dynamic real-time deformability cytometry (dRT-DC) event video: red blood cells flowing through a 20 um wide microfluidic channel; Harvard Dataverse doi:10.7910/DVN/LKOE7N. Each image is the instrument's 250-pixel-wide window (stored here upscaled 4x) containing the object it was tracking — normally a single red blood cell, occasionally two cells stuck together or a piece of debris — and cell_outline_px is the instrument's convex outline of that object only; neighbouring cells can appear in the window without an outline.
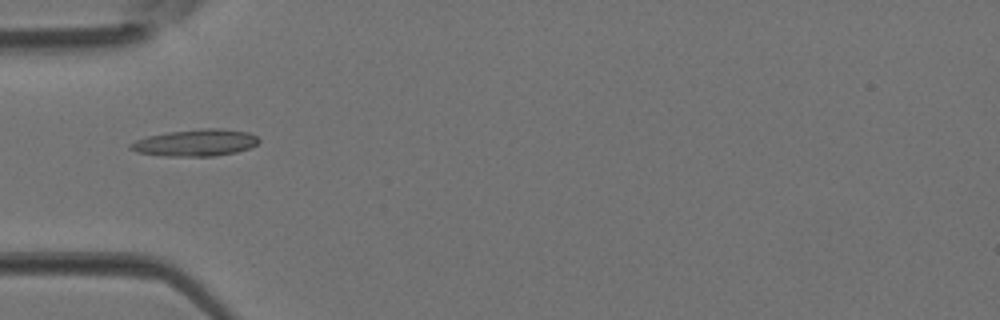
{"species": "Egyptian fruit bat (a non-hibernating species)", "species_latin": "Rousettus aegyptiacus", "temperature_condition": "room temperature", "stored_images_in_passage": 4, "camera_frame_rate_fps": 3000, "um_per_image_px": 0.085, "animal": {"sex": "female"}, "frame": {"image": 1, "passage_image": 4, "time_ms": 1.0, "image_size_px": [1000, 320], "cell_outline_px": [[260, 140], [256, 144], [248, 148], [236, 152], [216, 156], [164, 156], [136, 152], [128, 148], [128, 144], [136, 140], [148, 136], [168, 132], [204, 128], [220, 128], [248, 132], [256, 136]], "centroid_in_image_um": [16.59, 12.13], "position_along_channel_um": 68.4, "area_um2": 20.06}}